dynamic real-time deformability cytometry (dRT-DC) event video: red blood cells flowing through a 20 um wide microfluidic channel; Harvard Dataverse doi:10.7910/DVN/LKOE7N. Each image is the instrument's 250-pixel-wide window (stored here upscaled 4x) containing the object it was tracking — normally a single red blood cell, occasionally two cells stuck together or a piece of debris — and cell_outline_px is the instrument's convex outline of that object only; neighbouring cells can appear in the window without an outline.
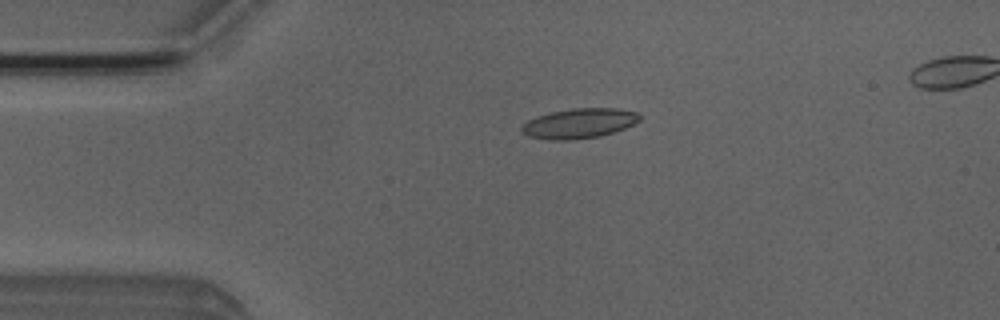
{"species": "Egyptian fruit bat (a non-hibernating species)", "species_latin": "Rousettus aegyptiacus", "temperature_condition": "room temperature", "stored_images_in_passage": 5, "camera_frame_rate_fps": 3000, "um_per_image_px": 0.085, "animal": {"sex": "male"}, "frame": {"image": 1, "passage_image": 3, "time_ms": 0.667, "image_size_px": [1000, 320], "cell_outline_px": [[640, 120], [624, 128], [600, 136], [568, 140], [552, 140], [528, 136], [520, 132], [520, 128], [528, 120], [536, 116], [548, 112], [572, 108], [616, 108], [636, 112], [640, 116]], "centroid_in_image_um": [49.18, 10.48], "position_along_channel_um": 35.8, "area_um2": 20.52}}